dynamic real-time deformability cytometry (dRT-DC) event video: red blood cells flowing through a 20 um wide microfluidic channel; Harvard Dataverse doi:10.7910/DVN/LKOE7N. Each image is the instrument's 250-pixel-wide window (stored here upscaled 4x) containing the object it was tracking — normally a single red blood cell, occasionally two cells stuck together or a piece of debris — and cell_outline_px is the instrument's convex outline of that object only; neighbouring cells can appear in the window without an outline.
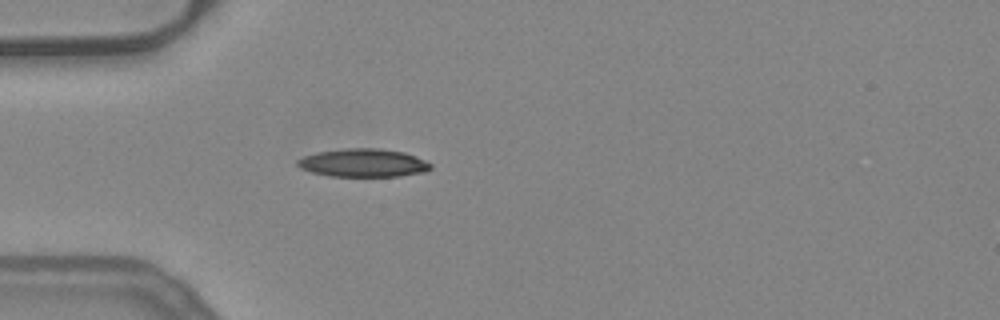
{"species": "common noctule bat (a hibernating species)", "species_latin": "Nyctalus noctula", "temperature_condition": "warm", "stored_images_in_passage": 38, "camera_frame_rate_fps": 3000, "um_per_image_px": 0.085, "animal": {"sex": "female", "body_mass_g": 24.6, "forearm_length_mm": 56.2}, "frame": {"image": 1, "passage_image": 1, "time_ms": 0.0, "image_size_px": [1000, 320], "cell_outline_px": [[432, 168], [424, 172], [400, 176], [328, 176], [312, 172], [300, 168], [296, 164], [296, 160], [304, 156], [316, 152], [344, 148], [376, 148], [404, 152], [416, 156], [432, 164]], "centroid_in_image_um": [30.86, 13.84], "position_along_channel_um": 54.1, "area_um2": 21.96}}
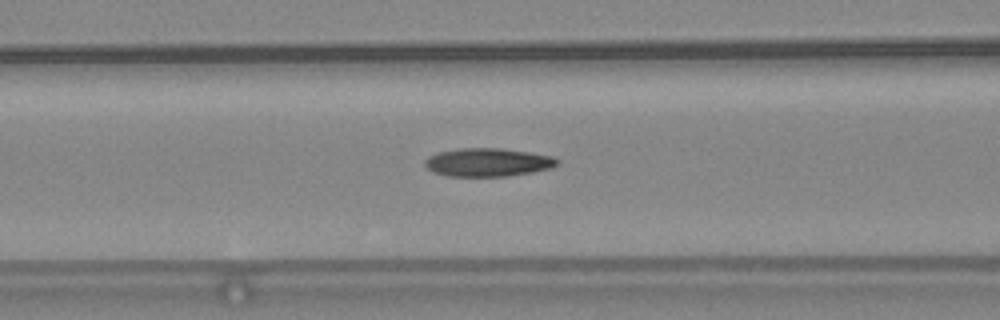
{"frame": {"image": 2, "passage_image": 7, "time_ms": 2.0, "image_size_px": [1000, 320], "cell_outline_px": [[560, 164], [552, 168], [532, 172], [508, 176], [448, 176], [432, 172], [424, 164], [424, 160], [428, 156], [436, 152], [460, 148], [500, 148], [528, 152], [552, 156], [560, 160]], "centroid_in_image_um": [41.46, 13.79], "position_along_channel_um": 125.1, "area_um2": 22.02}}
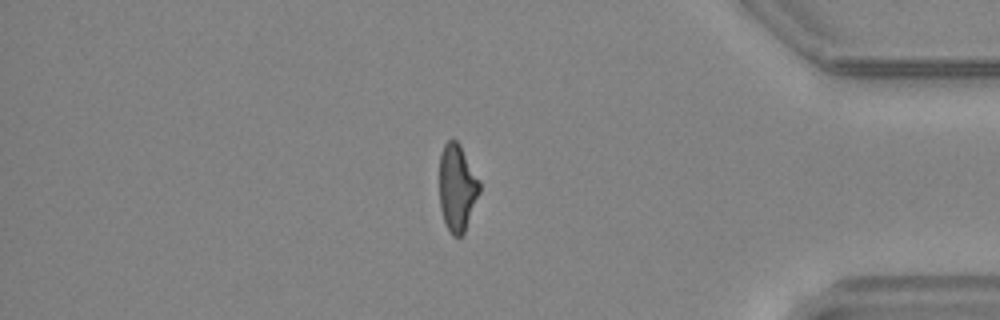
{"frame": {"image": 3, "passage_image": 30, "time_ms": 9.667, "image_size_px": [1000, 320], "cell_outline_px": [[480, 192], [464, 232], [460, 236], [452, 236], [444, 220], [440, 208], [440, 152], [444, 144], [448, 140], [456, 140], [460, 144], [480, 180]], "centroid_in_image_um": [38.86, 15.93], "position_along_channel_um": 396.3, "area_um2": 20.29}, "authors_computed_cell_mechanics": {"area_um2": 21.2993, "velocity_mm_per_s": 3.9471, "shape_relaxation_time_tau1_ms": null, "shape_relaxation_time_tau2_ms": 2.5954, "deformation_change_tau1": null, "deformation_change_tau2": 0.1138}}